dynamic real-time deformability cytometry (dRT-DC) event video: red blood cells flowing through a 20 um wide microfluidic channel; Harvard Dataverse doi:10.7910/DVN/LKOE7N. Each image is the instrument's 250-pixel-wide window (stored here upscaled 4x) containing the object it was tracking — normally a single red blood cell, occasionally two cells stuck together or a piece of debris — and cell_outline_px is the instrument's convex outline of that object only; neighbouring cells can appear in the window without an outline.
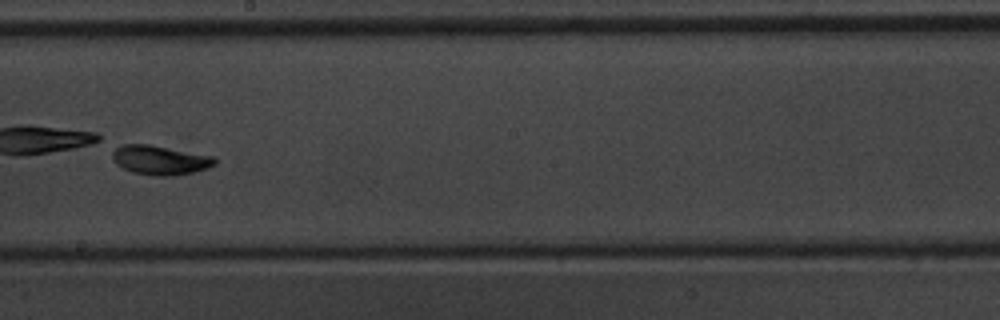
{"species": "common noctule bat (a hibernating species)", "species_latin": "Nyctalus noctula", "temperature_condition": "warm", "stored_images_in_passage": 12, "camera_frame_rate_fps": 3000, "um_per_image_px": 0.085, "animal": {"sex": "male", "body_mass_g": 20.1, "forearm_length_mm": 53.5}, "frame": {"image": 1, "passage_image": 9, "time_ms": 10.0, "image_size_px": [1000, 320], "cell_outline_px": [[216, 164], [208, 168], [192, 172], [168, 176], [152, 176], [132, 172], [116, 164], [112, 160], [112, 152], [116, 148], [124, 144], [148, 144], [216, 156]], "centroid_in_image_um": [13.62, 13.6], "position_along_channel_um": 234.6, "area_um2": 17.57}}